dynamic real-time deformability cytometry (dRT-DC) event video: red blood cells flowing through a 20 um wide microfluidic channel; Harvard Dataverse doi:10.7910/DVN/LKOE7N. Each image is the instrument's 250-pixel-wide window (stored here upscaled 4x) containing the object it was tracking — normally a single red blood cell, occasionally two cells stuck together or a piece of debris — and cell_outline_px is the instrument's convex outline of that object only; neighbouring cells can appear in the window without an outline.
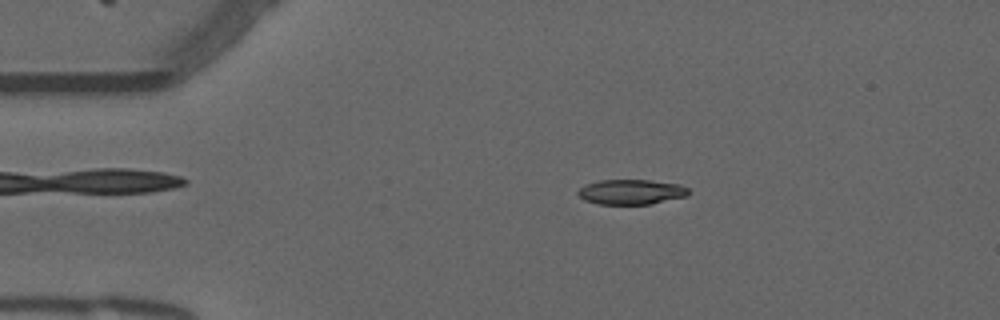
{"species": "common noctule bat (a hibernating species)", "species_latin": "Nyctalus noctula", "temperature_condition": "warm", "stored_images_in_passage": 54, "camera_frame_rate_fps": 3000, "um_per_image_px": 0.085, "animal": {"sex": "male", "forearm_length_mm": 52.5}, "frame": {"image": 1, "passage_image": 10, "time_ms": 3.0, "image_size_px": [1000, 320], "cell_outline_px": [[688, 196], [652, 204], [596, 204], [584, 200], [576, 192], [580, 188], [588, 184], [600, 180], [648, 180], [680, 184], [688, 188]], "centroid_in_image_um": [53.67, 16.32], "position_along_channel_um": 31.3, "area_um2": 16.13}}
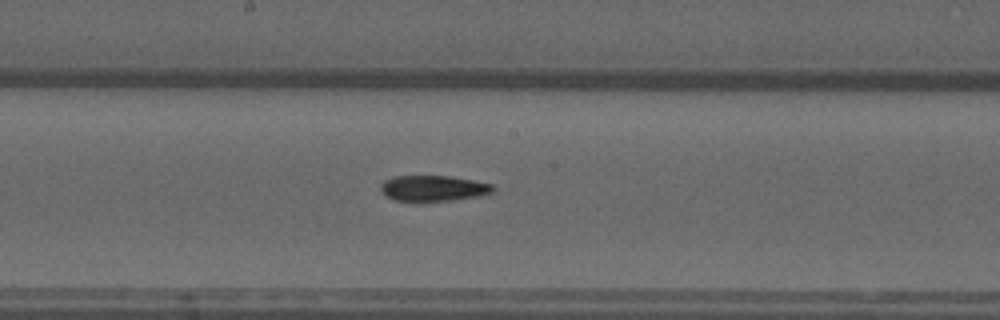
{"frame": {"image": 2, "passage_image": 28, "time_ms": 9.0, "image_size_px": [1000, 320], "cell_outline_px": [[496, 188], [492, 192], [480, 196], [452, 200], [392, 200], [380, 192], [380, 184], [384, 180], [396, 176], [448, 176], [472, 180], [492, 184]], "centroid_in_image_um": [36.81, 15.99], "position_along_channel_um": 211.4, "area_um2": 16.7}}
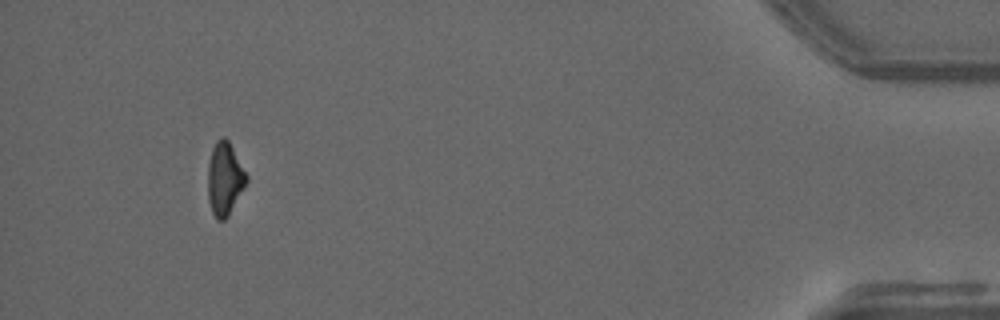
{"frame": {"image": 3, "passage_image": 50, "time_ms": 16.333, "image_size_px": [1000, 320], "cell_outline_px": [[248, 180], [244, 188], [228, 216], [224, 220], [216, 220], [212, 212], [208, 200], [208, 164], [212, 148], [216, 140], [220, 136], [224, 136], [228, 140], [248, 176]], "centroid_in_image_um": [19.09, 15.19], "position_along_channel_um": 416.1, "area_um2": 16.47}, "authors_computed_cell_mechanics": {"area_um2": 16.7042, "velocity_mm_per_s": 3.7898, "shape_relaxation_time_tau1_ms": 5.6633, "shape_relaxation_time_tau2_ms": null, "deformation_change_tau1": 0.1969, "deformation_change_tau2": null}}